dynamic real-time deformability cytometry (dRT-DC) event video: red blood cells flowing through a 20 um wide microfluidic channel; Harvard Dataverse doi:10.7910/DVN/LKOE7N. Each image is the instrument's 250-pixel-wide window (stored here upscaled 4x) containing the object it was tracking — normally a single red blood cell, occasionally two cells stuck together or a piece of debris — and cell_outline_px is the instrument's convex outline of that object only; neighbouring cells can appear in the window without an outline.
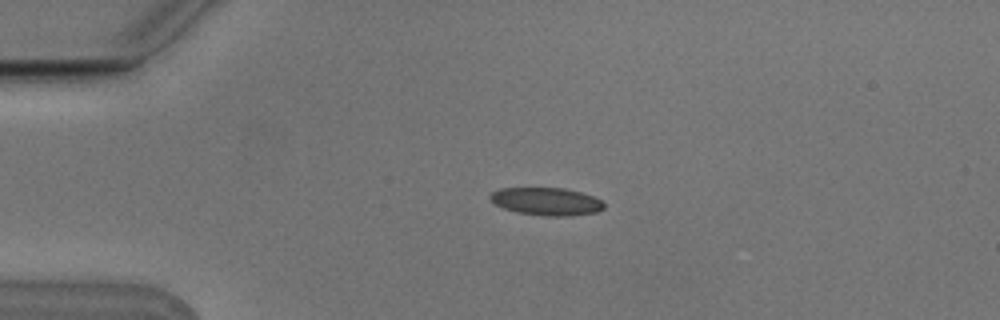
{"species": "Egyptian fruit bat (a non-hibernating species)", "species_latin": "Rousettus aegyptiacus", "temperature_condition": "cold", "stored_images_in_passage": 4, "camera_frame_rate_fps": 3000, "um_per_image_px": 0.085, "animal": {"sex": "male"}, "frame": {"image": 1, "passage_image": 3, "time_ms": 0.667, "image_size_px": [1000, 320], "cell_outline_px": [[604, 208], [596, 212], [568, 216], [548, 216], [516, 212], [504, 208], [496, 204], [488, 196], [492, 192], [500, 188], [564, 188], [580, 192], [604, 200]], "centroid_in_image_um": [46.47, 17.12], "position_along_channel_um": 38.5, "area_um2": 18.32}}